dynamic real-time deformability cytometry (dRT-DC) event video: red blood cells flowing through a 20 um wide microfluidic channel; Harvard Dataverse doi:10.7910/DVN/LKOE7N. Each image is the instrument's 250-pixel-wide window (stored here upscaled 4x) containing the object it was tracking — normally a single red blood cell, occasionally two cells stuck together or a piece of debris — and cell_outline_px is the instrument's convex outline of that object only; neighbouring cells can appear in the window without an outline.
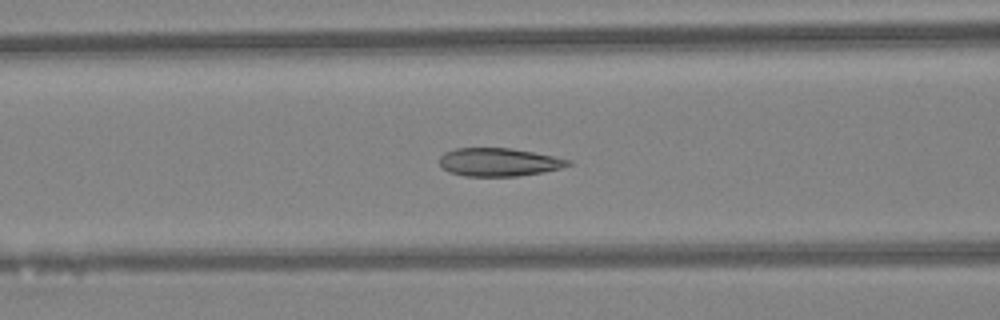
{"species": "Egyptian fruit bat (a non-hibernating species)", "species_latin": "Rousettus aegyptiacus", "temperature_condition": "warm", "stored_images_in_passage": 45, "camera_frame_rate_fps": 3000, "um_per_image_px": 0.085, "animal": {"sex": "female"}, "frame": {"image": 1, "passage_image": 18, "time_ms": 5.667, "image_size_px": [1000, 320], "cell_outline_px": [[572, 164], [560, 168], [544, 172], [516, 176], [464, 176], [448, 172], [440, 164], [440, 156], [444, 152], [456, 148], [512, 148], [572, 160]], "centroid_in_image_um": [42.39, 13.78], "position_along_channel_um": 124.2, "area_um2": 21.1}}
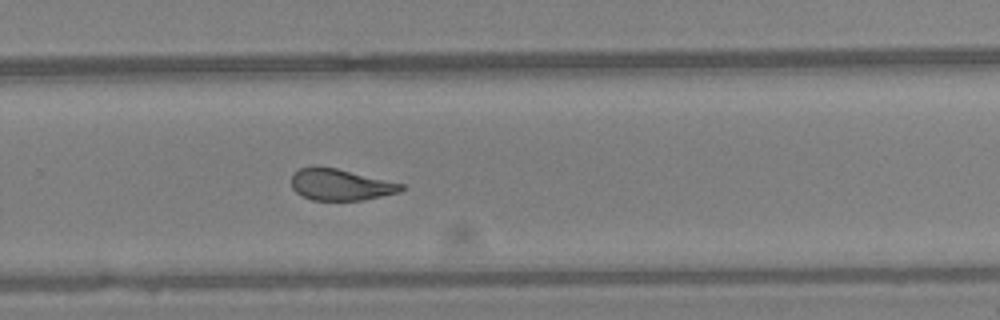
{"frame": {"image": 2, "passage_image": 30, "time_ms": 9.667, "image_size_px": [1000, 320], "cell_outline_px": [[404, 188], [400, 192], [364, 200], [312, 200], [296, 192], [292, 188], [292, 172], [300, 168], [336, 168], [404, 184]], "centroid_in_image_um": [28.96, 15.71], "position_along_channel_um": 300.8, "area_um2": 19.77}}
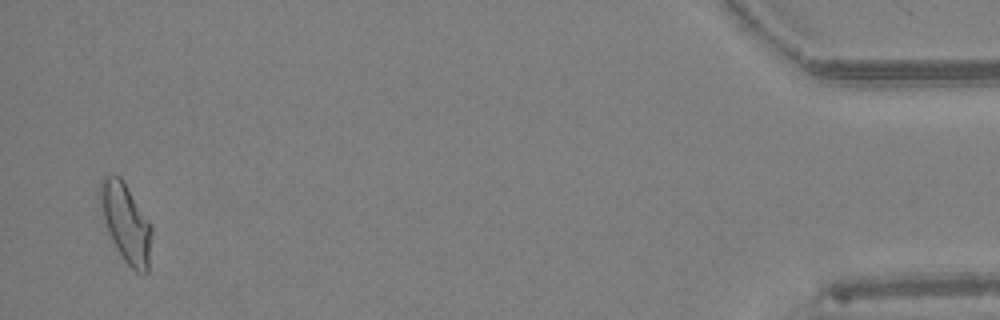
{"frame": {"image": 3, "passage_image": 44, "time_ms": 14.333, "image_size_px": [1000, 320], "cell_outline_px": [[152, 232], [148, 272], [144, 276], [136, 272], [124, 260], [112, 240], [108, 232], [104, 220], [100, 204], [100, 184], [104, 176], [120, 176], [152, 224]], "centroid_in_image_um": [10.74, 18.98], "position_along_channel_um": 424.5, "area_um2": 23.47}, "authors_computed_cell_mechanics": {"area_um2": 22.0218, "velocity_mm_per_s": 4.4423, "shape_relaxation_time_tau1_ms": null, "shape_relaxation_time_tau2_ms": 1.2431, "deformation_change_tau1": null, "deformation_change_tau2": 0.0775}}